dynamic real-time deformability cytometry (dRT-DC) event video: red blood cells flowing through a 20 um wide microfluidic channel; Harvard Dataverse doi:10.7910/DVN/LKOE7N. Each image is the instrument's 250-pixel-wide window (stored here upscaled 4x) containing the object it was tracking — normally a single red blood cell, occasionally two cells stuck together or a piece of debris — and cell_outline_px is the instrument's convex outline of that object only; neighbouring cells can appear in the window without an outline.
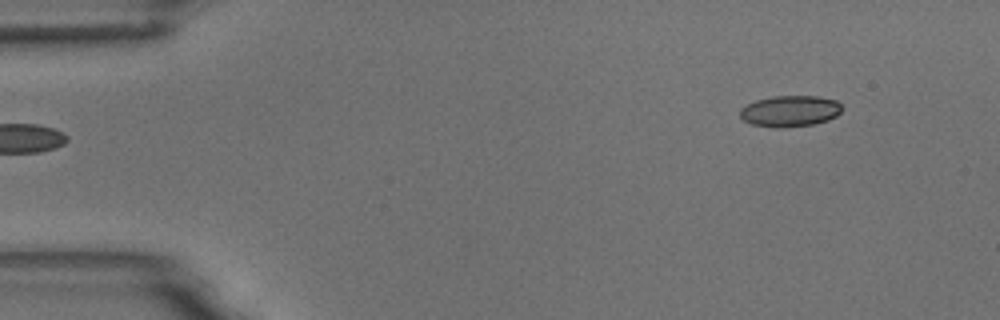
{"species": "common noctule bat (a hibernating species)", "species_latin": "Nyctalus noctula", "temperature_condition": "room temperature", "stored_images_in_passage": 5, "segment_of_instrument_passage": [2, 2], "camera_frame_rate_fps": 3000, "um_per_image_px": 0.085, "animal": {"sex": "male", "body_mass_g": 18.8}, "frame": {"image": 1, "passage_image": 5, "time_ms": 5.667, "image_size_px": [1000, 320], "cell_outline_px": [[844, 108], [836, 116], [828, 120], [812, 124], [784, 128], [776, 128], [752, 124], [744, 120], [740, 116], [740, 108], [756, 100], [772, 96], [820, 96], [836, 100]], "centroid_in_image_um": [67.17, 9.44], "position_along_channel_um": 17.8, "area_um2": 18.61}}